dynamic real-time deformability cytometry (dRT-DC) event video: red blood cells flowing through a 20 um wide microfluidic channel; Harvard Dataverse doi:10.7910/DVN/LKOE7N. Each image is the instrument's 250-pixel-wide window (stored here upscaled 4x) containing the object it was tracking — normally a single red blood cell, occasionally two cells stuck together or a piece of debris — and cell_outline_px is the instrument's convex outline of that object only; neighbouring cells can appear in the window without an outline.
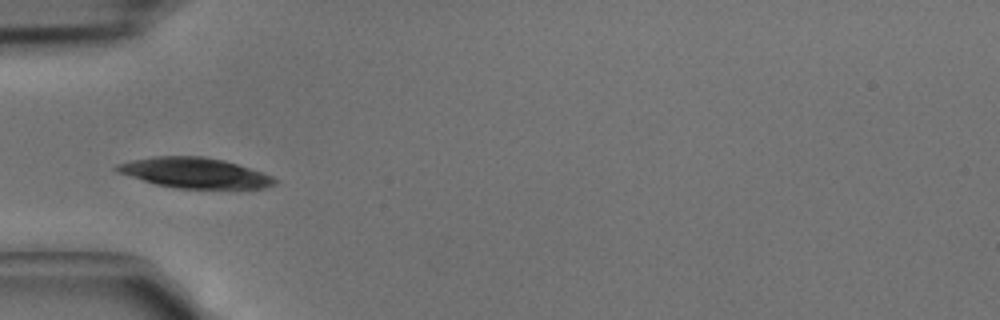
{"species": "common noctule bat (a hibernating species)", "species_latin": "Nyctalus noctula", "temperature_condition": "cold", "stored_images_in_passage": 5, "camera_frame_rate_fps": 3000, "um_per_image_px": 0.085, "animal": {"sex": "male", "body_mass_g": 15.6}, "frame": {"image": 1, "passage_image": 4, "time_ms": 1.0, "image_size_px": [1000, 320], "cell_outline_px": [[276, 184], [264, 188], [176, 188], [156, 184], [116, 172], [112, 168], [116, 164], [132, 160], [152, 156], [204, 156], [224, 160], [264, 172], [272, 176], [276, 180]], "centroid_in_image_um": [16.53, 14.68], "position_along_channel_um": 68.5, "area_um2": 27.92}}